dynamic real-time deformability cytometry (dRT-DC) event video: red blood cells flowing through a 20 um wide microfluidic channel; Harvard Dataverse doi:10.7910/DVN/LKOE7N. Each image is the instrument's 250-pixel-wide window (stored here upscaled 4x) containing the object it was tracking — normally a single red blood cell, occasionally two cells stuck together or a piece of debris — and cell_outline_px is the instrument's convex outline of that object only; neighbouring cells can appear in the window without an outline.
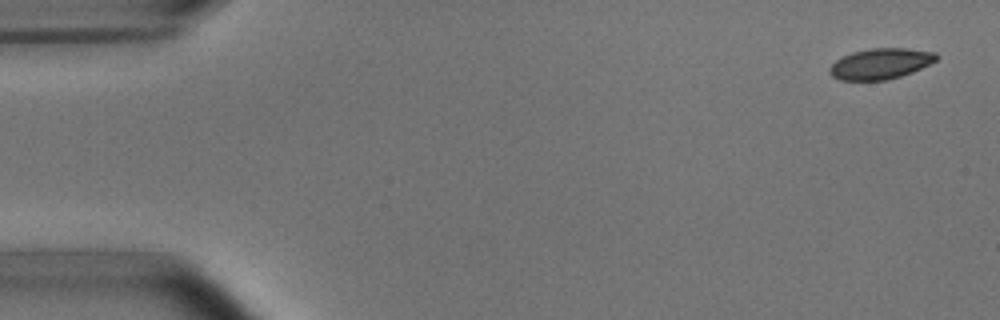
{"species": "common noctule bat (a hibernating species)", "species_latin": "Nyctalus noctula", "temperature_condition": "room temperature", "stored_images_in_passage": 4, "camera_frame_rate_fps": 3000, "um_per_image_px": 0.085, "animal": {"sex": "male", "body_mass_g": 15.6}, "frame": {"image": 1, "passage_image": 1, "time_ms": 0.0, "image_size_px": [1000, 320], "cell_outline_px": [[940, 56], [936, 60], [912, 72], [888, 80], [840, 80], [832, 76], [828, 72], [828, 68], [836, 60], [852, 52], [872, 48], [908, 48], [936, 52]], "centroid_in_image_um": [74.84, 5.41], "position_along_channel_um": 10.2, "area_um2": 19.13}}